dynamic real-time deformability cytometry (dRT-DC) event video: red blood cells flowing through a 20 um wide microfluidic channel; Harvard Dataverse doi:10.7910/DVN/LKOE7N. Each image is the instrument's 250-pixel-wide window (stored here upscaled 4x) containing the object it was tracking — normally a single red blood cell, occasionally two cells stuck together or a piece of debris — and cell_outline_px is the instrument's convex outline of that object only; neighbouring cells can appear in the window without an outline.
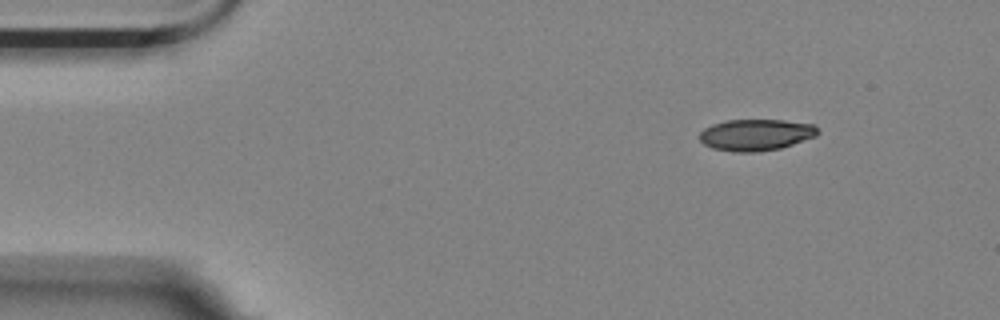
{"species": "Egyptian fruit bat (a non-hibernating species)", "species_latin": "Rousettus aegyptiacus", "temperature_condition": "room temperature", "stored_images_in_passage": 9, "camera_frame_rate_fps": 3000, "um_per_image_px": 0.085, "animal": {"sex": "female"}, "frame": {"image": 1, "passage_image": 1, "time_ms": 0.0, "image_size_px": [1000, 320], "cell_outline_px": [[820, 132], [816, 136], [780, 148], [756, 152], [732, 152], [712, 148], [704, 144], [700, 140], [700, 132], [704, 128], [712, 124], [728, 120], [784, 120], [816, 124]], "centroid_in_image_um": [64.27, 11.45], "position_along_channel_um": 20.7, "area_um2": 21.79}}